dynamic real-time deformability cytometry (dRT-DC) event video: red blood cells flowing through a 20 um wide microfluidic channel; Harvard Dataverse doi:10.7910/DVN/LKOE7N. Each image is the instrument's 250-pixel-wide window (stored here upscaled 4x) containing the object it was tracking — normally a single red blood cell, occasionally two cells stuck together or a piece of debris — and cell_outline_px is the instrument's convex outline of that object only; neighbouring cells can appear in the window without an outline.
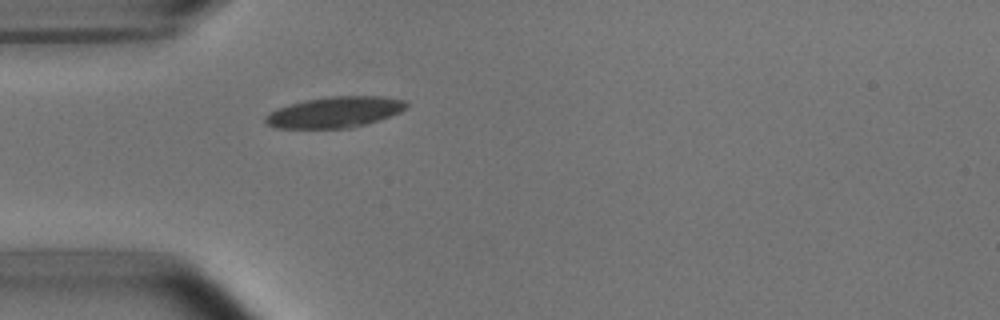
{"species": "common noctule bat (a hibernating species)", "species_latin": "Nyctalus noctula", "temperature_condition": "room temperature", "stored_images_in_passage": 1, "camera_frame_rate_fps": 3000, "um_per_image_px": 0.085, "animal": {"sex": "male", "body_mass_g": 15.6}, "frame": {"image": 1, "passage_image": 1, "time_ms": 0.0, "image_size_px": [1000, 320], "cell_outline_px": [[408, 108], [400, 112], [352, 128], [276, 128], [268, 124], [264, 120], [264, 116], [268, 112], [304, 100], [332, 96], [384, 96], [404, 100], [408, 104]], "centroid_in_image_um": [28.46, 9.53], "position_along_channel_um": 56.5, "area_um2": 25.2}}